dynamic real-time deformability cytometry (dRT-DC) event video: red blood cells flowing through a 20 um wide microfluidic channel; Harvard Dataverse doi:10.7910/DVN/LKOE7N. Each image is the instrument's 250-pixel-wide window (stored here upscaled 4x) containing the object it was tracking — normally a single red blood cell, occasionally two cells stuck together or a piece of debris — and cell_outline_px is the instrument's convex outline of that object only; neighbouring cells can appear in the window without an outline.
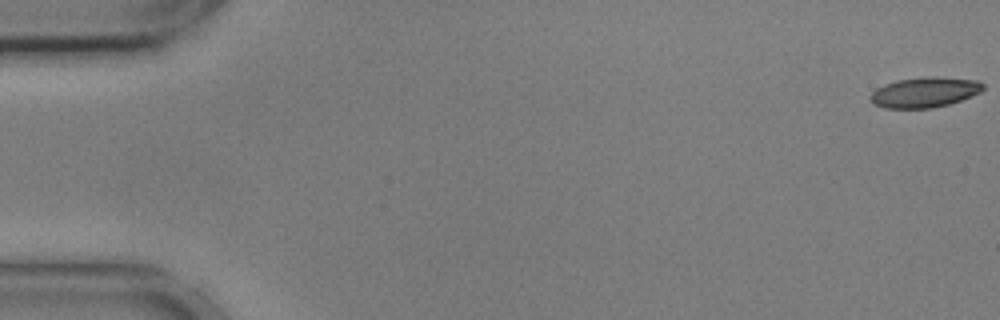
{"species": "common noctule bat (a hibernating species)", "species_latin": "Nyctalus noctula", "temperature_condition": "cold", "stored_images_in_passage": 17, "camera_frame_rate_fps": 3000, "um_per_image_px": 0.085, "animal": {"sex": "male", "body_mass_g": 17.9, "forearm_length_mm": 54.2}, "frame": {"image": 1, "passage_image": 1, "time_ms": 0.0, "image_size_px": [1000, 320], "cell_outline_px": [[984, 88], [980, 92], [960, 100], [948, 104], [932, 108], [884, 108], [876, 104], [872, 100], [872, 92], [876, 88], [884, 84], [896, 80], [924, 76], [936, 76], [976, 80], [984, 84]], "centroid_in_image_um": [78.6, 7.82], "position_along_channel_um": 6.4, "area_um2": 19.77}}
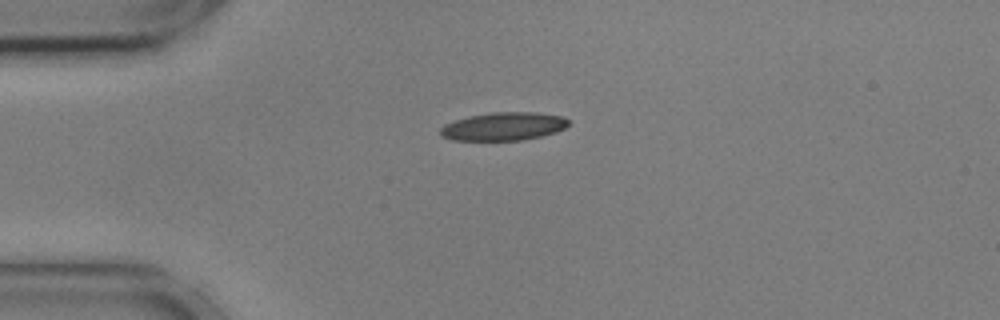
{"frame": {"image": 2, "passage_image": 14, "time_ms": 4.333, "image_size_px": [1000, 320], "cell_outline_px": [[568, 124], [564, 128], [556, 132], [524, 140], [452, 140], [440, 136], [440, 128], [444, 124], [468, 116], [492, 112], [536, 112], [560, 116], [568, 120]], "centroid_in_image_um": [42.76, 10.74], "position_along_channel_um": 42.2, "area_um2": 20.98}}